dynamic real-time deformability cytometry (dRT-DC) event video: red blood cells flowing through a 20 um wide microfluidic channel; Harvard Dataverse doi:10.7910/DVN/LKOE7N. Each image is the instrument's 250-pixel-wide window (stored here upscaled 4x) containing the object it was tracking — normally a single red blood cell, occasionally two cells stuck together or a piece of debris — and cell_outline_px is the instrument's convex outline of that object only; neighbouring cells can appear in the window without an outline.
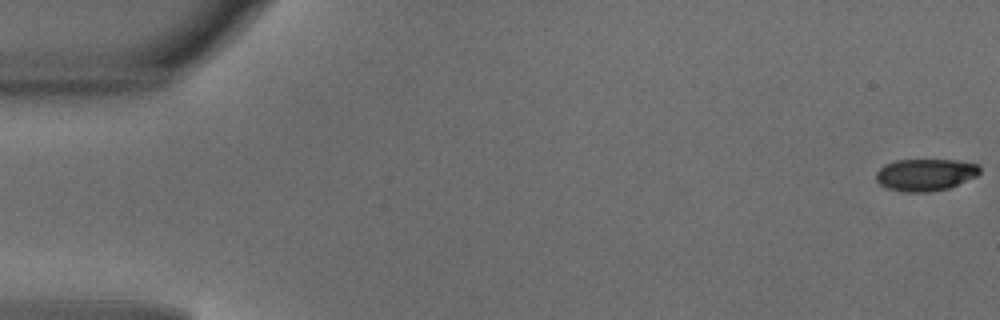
{"species": "common noctule bat (a hibernating species)", "species_latin": "Nyctalus noctula", "temperature_condition": "warm", "stored_images_in_passage": 49, "camera_frame_rate_fps": 3000, "um_per_image_px": 0.085, "animal": {"sex": "male", "body_mass_g": 18.8}, "frame": {"image": 1, "passage_image": 1, "time_ms": 0.0, "image_size_px": [1000, 320], "cell_outline_px": [[980, 172], [976, 176], [948, 188], [928, 192], [904, 192], [888, 188], [880, 184], [876, 180], [876, 172], [884, 164], [896, 160], [956, 160], [980, 164]], "centroid_in_image_um": [78.65, 14.84], "position_along_channel_um": 6.3, "area_um2": 19.36}}
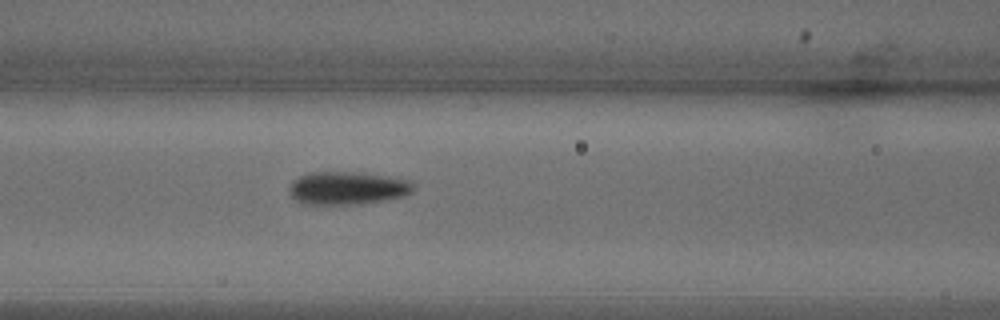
{"frame": {"image": 2, "passage_image": 21, "time_ms": 6.667, "image_size_px": [1000, 320], "cell_outline_px": [[412, 192], [404, 196], [380, 200], [348, 204], [304, 204], [296, 200], [292, 196], [292, 184], [300, 176], [308, 172], [360, 172], [408, 180], [412, 184]], "centroid_in_image_um": [29.52, 15.97], "position_along_channel_um": 137.1, "area_um2": 23.12}}
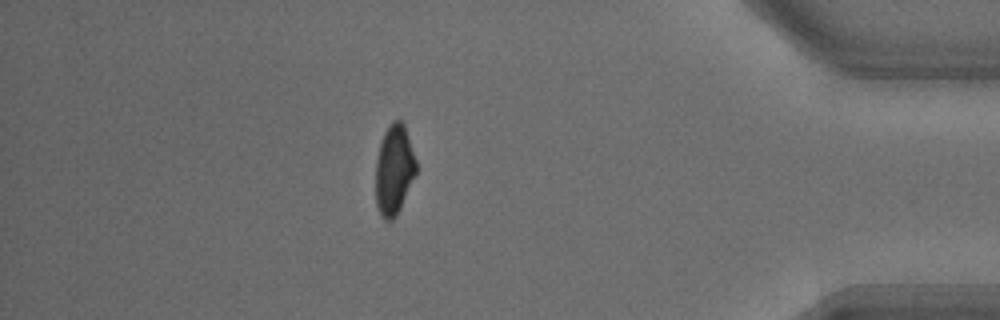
{"frame": {"image": 3, "passage_image": 43, "time_ms": 14.0, "image_size_px": [1000, 320], "cell_outline_px": [[416, 172], [400, 208], [396, 216], [392, 220], [384, 220], [376, 204], [376, 160], [380, 144], [384, 132], [388, 124], [392, 120], [400, 120], [404, 124], [416, 160]], "centroid_in_image_um": [33.49, 14.41], "position_along_channel_um": 401.7, "area_um2": 20.98}, "authors_computed_cell_mechanics": {"area_um2": 22.0796, "velocity_mm_per_s": 4.1595, "shape_relaxation_time_tau1_ms": 2.3436, "shape_relaxation_time_tau2_ms": 1.1876, "deformation_change_tau1": 0.149, "deformation_change_tau2": 0.0492}}